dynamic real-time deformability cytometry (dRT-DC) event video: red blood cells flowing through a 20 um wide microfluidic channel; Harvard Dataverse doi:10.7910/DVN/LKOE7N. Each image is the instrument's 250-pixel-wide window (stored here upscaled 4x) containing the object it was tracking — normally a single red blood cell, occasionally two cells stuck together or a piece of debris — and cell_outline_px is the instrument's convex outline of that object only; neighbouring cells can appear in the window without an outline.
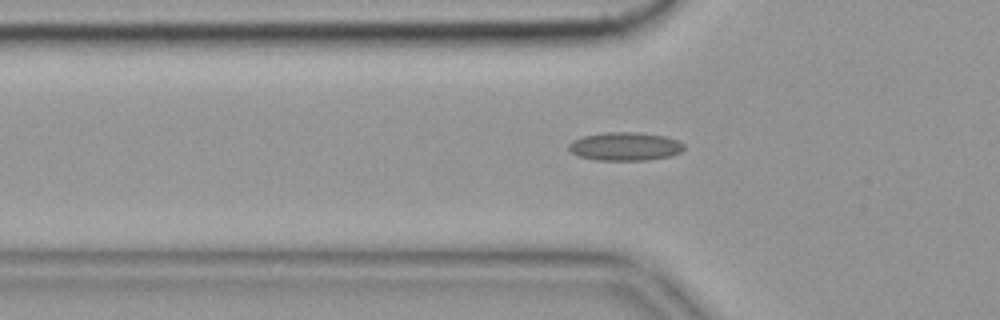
{"species": "common noctule bat (a hibernating species)", "species_latin": "Nyctalus noctula", "temperature_condition": "cold", "stored_images_in_passage": 45, "camera_frame_rate_fps": 3000, "um_per_image_px": 0.085, "animal": {"sex": "female", "body_mass_g": 19.9}, "frame": {"image": 1, "passage_image": 7, "time_ms": 2.0, "image_size_px": [1000, 320], "cell_outline_px": [[684, 148], [680, 152], [668, 156], [648, 160], [596, 160], [580, 156], [572, 152], [568, 148], [568, 144], [572, 140], [584, 136], [604, 132], [636, 132], [664, 136], [676, 140], [684, 144]], "centroid_in_image_um": [53.11, 12.44], "position_along_channel_um": 72.7, "area_um2": 18.9}, "authors_computed_cell_mechanics": {"area_um2": 17.051, "velocity_mm_per_s": 3.5413, "shape_relaxation_time_tau1_ms": null, "shape_relaxation_time_tau2_ms": 3.825, "deformation_change_tau1": null, "deformation_change_tau2": 0.1212}}